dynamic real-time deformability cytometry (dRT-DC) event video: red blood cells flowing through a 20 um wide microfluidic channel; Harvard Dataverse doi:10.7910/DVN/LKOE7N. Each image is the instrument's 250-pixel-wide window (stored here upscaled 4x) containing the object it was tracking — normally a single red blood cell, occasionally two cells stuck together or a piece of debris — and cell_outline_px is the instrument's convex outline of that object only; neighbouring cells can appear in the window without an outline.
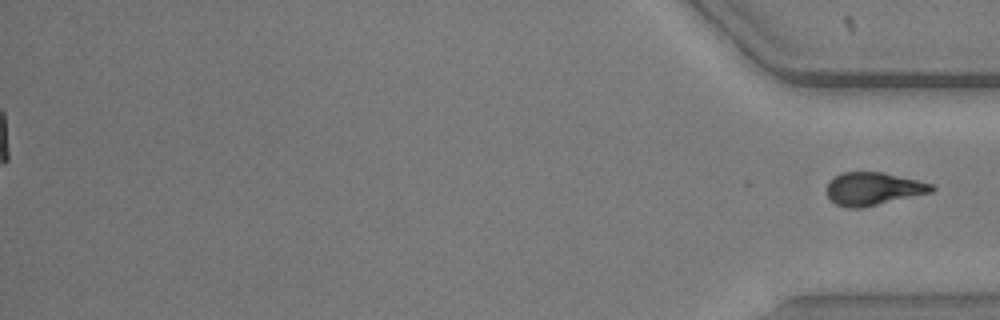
{"species": "common noctule bat (a hibernating species)", "species_latin": "Nyctalus noctula", "temperature_condition": "warm", "stored_images_in_passage": 49, "segment_of_instrument_passage": [2, 2], "camera_frame_rate_fps": 3000, "um_per_image_px": 0.085, "animal": {"sex": "male", "body_mass_g": 20.5, "forearm_length_mm": 52.5}, "frame": {"image": 1, "passage_image": 49, "time_ms": 16.0, "image_size_px": [1000, 320], "cell_outline_px": [[936, 188], [932, 192], [860, 208], [848, 208], [836, 204], [824, 192], [824, 188], [828, 180], [832, 176], [840, 172], [880, 172], [916, 180], [932, 184]], "centroid_in_image_um": [74.13, 16.04], "position_along_channel_um": 361.1, "area_um2": 20.17}}